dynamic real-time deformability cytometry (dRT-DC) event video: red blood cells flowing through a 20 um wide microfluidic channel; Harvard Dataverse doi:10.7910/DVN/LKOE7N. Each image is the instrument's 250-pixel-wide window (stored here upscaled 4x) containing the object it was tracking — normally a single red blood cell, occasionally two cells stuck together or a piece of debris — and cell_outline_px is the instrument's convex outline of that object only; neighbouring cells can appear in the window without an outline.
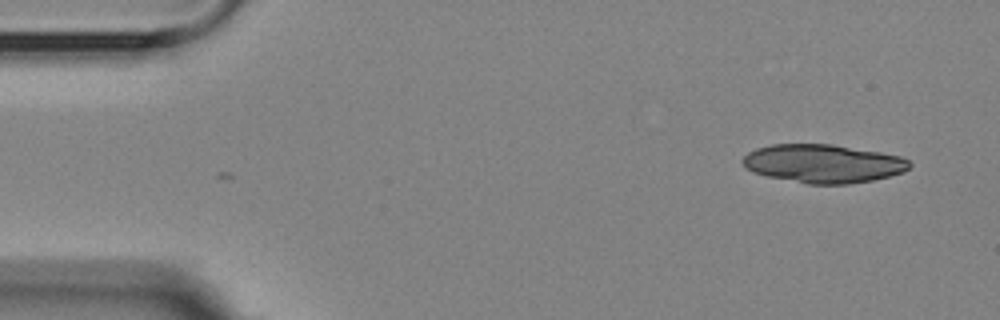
{"species": "Egyptian fruit bat (a non-hibernating species)", "species_latin": "Rousettus aegyptiacus", "temperature_condition": "room temperature", "stored_images_in_passage": 5, "camera_frame_rate_fps": 3000, "um_per_image_px": 0.085, "animal": {"sex": "female"}, "frame": {"image": 1, "passage_image": 1, "time_ms": 0.0, "image_size_px": [1000, 320], "cell_outline_px": [[912, 164], [904, 172], [872, 180], [848, 184], [808, 184], [768, 176], [752, 172], [744, 168], [740, 160], [748, 152], [756, 148], [772, 144], [832, 144], [880, 152], [900, 156], [908, 160]], "centroid_in_image_um": [69.93, 13.9], "position_along_channel_um": 15.1, "area_um2": 37.45}}